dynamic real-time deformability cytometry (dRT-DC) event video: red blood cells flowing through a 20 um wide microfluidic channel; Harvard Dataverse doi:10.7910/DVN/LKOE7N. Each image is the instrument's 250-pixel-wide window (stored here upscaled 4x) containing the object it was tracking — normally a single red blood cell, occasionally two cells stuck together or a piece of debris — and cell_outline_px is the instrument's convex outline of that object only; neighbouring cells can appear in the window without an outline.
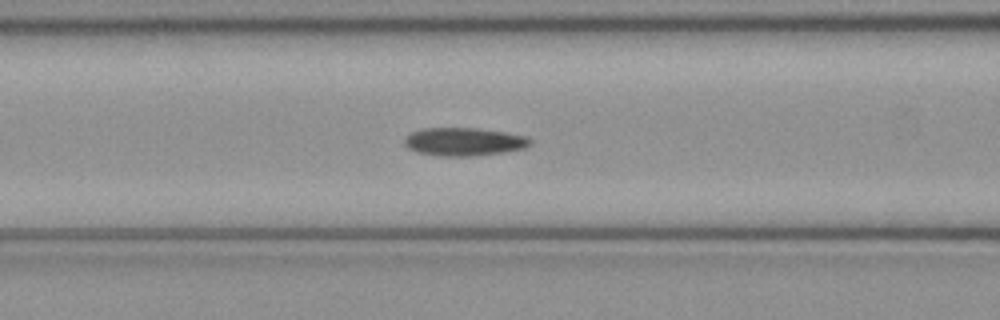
{"species": "common noctule bat (a hibernating species)", "species_latin": "Nyctalus noctula", "temperature_condition": "cold", "stored_images_in_passage": 51, "camera_frame_rate_fps": 3000, "um_per_image_px": 0.085, "animal": {"sex": "female", "body_mass_g": 21.9}, "frame": {"image": 1, "passage_image": 21, "time_ms": 6.667, "image_size_px": [1000, 320], "cell_outline_px": [[532, 144], [524, 148], [504, 152], [472, 156], [440, 156], [416, 152], [408, 148], [404, 144], [404, 136], [420, 128], [480, 128], [528, 136], [532, 140]], "centroid_in_image_um": [39.43, 12.04], "position_along_channel_um": 127.2, "area_um2": 20.87}}
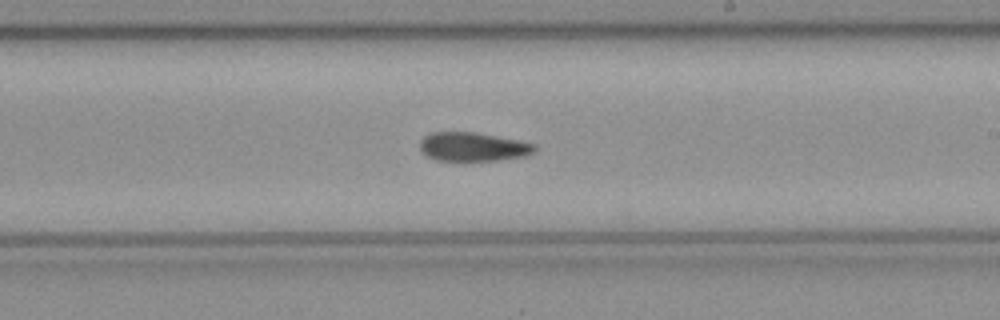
{"frame": {"image": 2, "passage_image": 30, "time_ms": 9.667, "image_size_px": [1000, 320], "cell_outline_px": [[536, 148], [532, 152], [524, 156], [496, 160], [436, 160], [428, 156], [420, 148], [420, 140], [424, 136], [432, 132], [476, 132], [536, 144]], "centroid_in_image_um": [40.18, 12.46], "position_along_channel_um": 248.8, "area_um2": 18.96}}
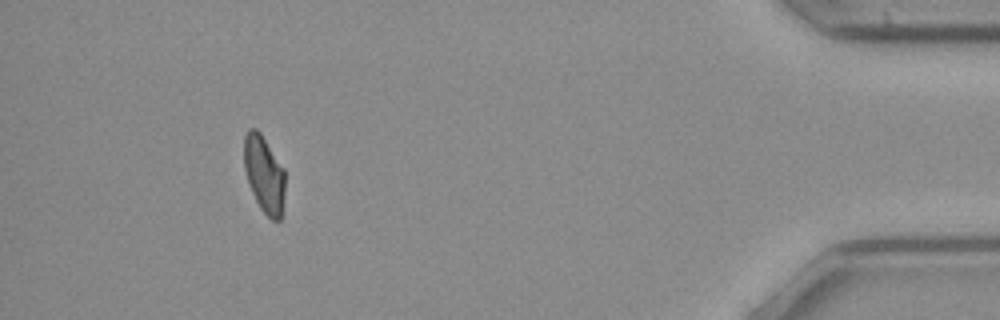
{"frame": {"image": 3, "passage_image": 47, "time_ms": 15.333, "image_size_px": [1000, 320], "cell_outline_px": [[284, 196], [280, 220], [272, 220], [260, 208], [248, 184], [244, 168], [244, 136], [248, 128], [256, 128], [260, 132], [284, 168]], "centroid_in_image_um": [22.44, 14.78], "position_along_channel_um": 412.8, "area_um2": 18.38}, "authors_computed_cell_mechanics": {"area_um2": 19.7098, "velocity_mm_per_s": 4.0598, "shape_relaxation_time_tau1_ms": 7.1945, "shape_relaxation_time_tau2_ms": 6.3617, "deformation_change_tau1": 0.1777, "deformation_change_tau2": 0.1464}}